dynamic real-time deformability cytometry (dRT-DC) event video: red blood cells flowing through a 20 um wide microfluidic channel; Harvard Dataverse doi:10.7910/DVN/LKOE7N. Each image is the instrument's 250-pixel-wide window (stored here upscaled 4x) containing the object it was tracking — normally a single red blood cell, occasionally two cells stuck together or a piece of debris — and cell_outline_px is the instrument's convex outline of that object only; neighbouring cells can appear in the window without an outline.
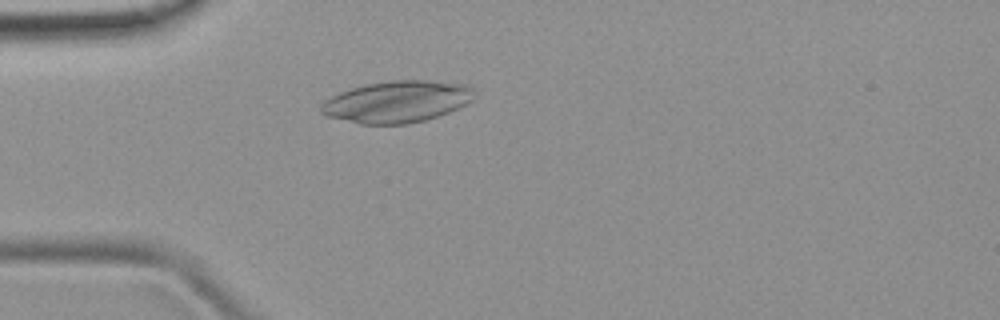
{"species": "common noctule bat (a hibernating species)", "species_latin": "Nyctalus noctula", "temperature_condition": "room temperature", "stored_images_in_passage": 49, "camera_frame_rate_fps": 3000, "um_per_image_px": 0.085, "animal": {"sex": "female", "body_mass_g": 19.9}, "frame": {"image": 1, "passage_image": 13, "time_ms": 4.0, "image_size_px": [1000, 320], "cell_outline_px": [[476, 96], [472, 100], [460, 108], [424, 120], [408, 124], [360, 124], [328, 116], [320, 112], [320, 104], [324, 100], [340, 92], [364, 84], [392, 80], [424, 80], [468, 84], [472, 88]], "centroid_in_image_um": [33.76, 8.64], "position_along_channel_um": 51.2, "area_um2": 37.34}}
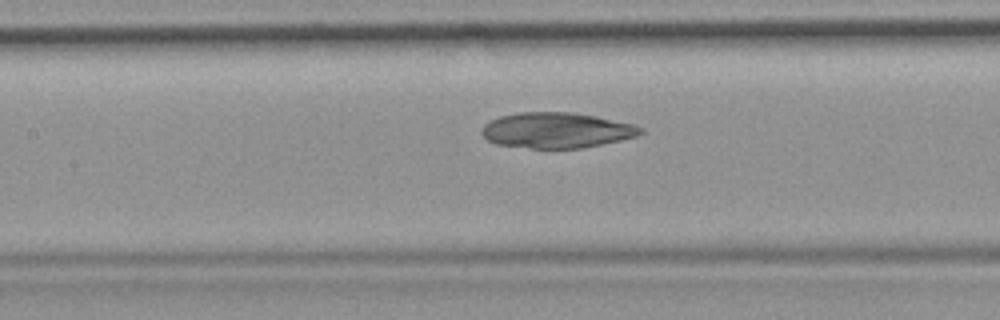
{"frame": {"image": 2, "passage_image": 22, "time_ms": 7.0, "image_size_px": [1000, 320], "cell_outline_px": [[644, 132], [636, 136], [620, 140], [580, 148], [532, 148], [496, 144], [488, 140], [480, 132], [484, 124], [500, 116], [516, 112], [572, 112], [596, 116], [632, 124], [644, 128]], "centroid_in_image_um": [47.29, 11.06], "position_along_channel_um": 160.1, "area_um2": 32.71}}
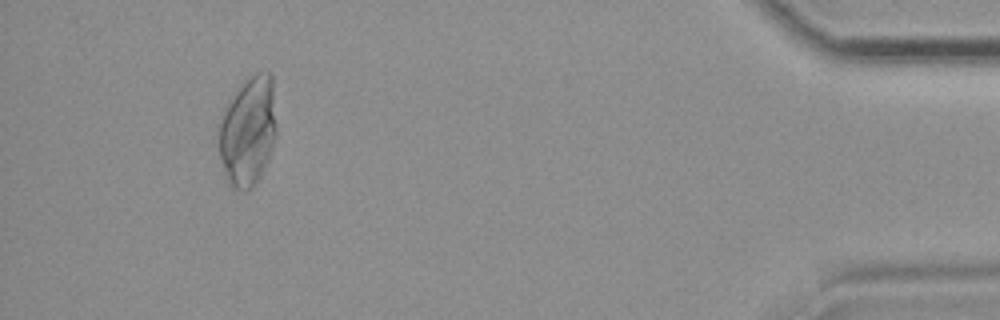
{"frame": {"image": 3, "passage_image": 46, "time_ms": 15.0, "image_size_px": [1000, 320], "cell_outline_px": [[276, 136], [268, 160], [260, 176], [252, 188], [244, 192], [232, 188], [228, 184], [220, 156], [216, 128], [224, 108], [228, 100], [236, 88], [248, 76], [256, 72], [272, 72], [276, 124]], "centroid_in_image_um": [21.05, 11.12], "position_along_channel_um": 414.1, "area_um2": 37.74}}